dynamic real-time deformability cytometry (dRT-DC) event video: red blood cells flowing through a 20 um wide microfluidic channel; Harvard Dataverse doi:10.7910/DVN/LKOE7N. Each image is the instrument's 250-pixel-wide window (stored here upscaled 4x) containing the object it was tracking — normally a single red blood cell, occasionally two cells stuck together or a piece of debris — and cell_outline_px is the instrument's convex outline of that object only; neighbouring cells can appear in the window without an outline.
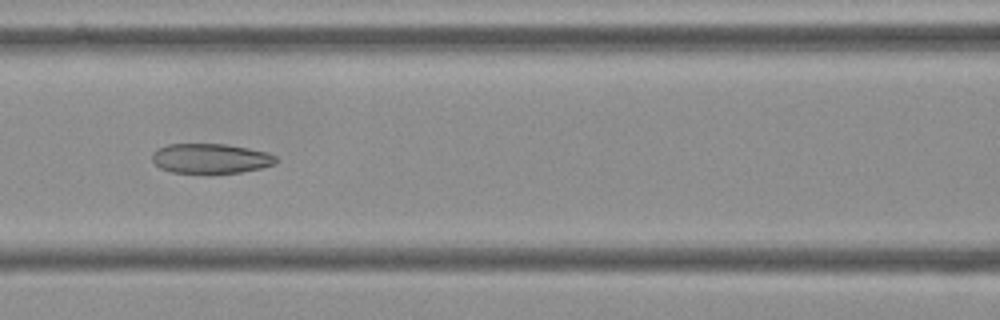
{"species": "Egyptian fruit bat (a non-hibernating species)", "species_latin": "Rousettus aegyptiacus", "temperature_condition": "cold", "stored_images_in_passage": 10, "camera_frame_rate_fps": 3000, "um_per_image_px": 0.085, "frame": {"image": 1, "passage_image": 7, "time_ms": 2.0, "image_size_px": [1000, 320], "cell_outline_px": [[276, 164], [260, 168], [240, 172], [208, 176], [172, 172], [160, 168], [152, 160], [152, 152], [168, 144], [224, 144], [248, 148], [268, 152], [276, 156]], "centroid_in_image_um": [17.9, 13.51], "position_along_channel_um": 148.7, "area_um2": 22.2}}
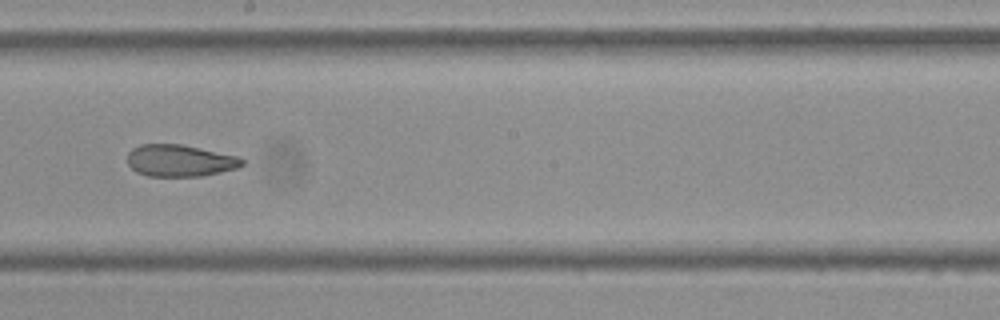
{"frame": {"image": 2, "passage_image": 9, "time_ms": 2.667, "image_size_px": [1000, 320], "cell_outline_px": [[244, 164], [236, 168], [220, 172], [200, 176], [148, 176], [136, 172], [128, 164], [128, 152], [132, 148], [140, 144], [180, 144], [240, 156], [244, 160]], "centroid_in_image_um": [15.29, 13.65], "position_along_channel_um": 232.9, "area_um2": 21.33}}
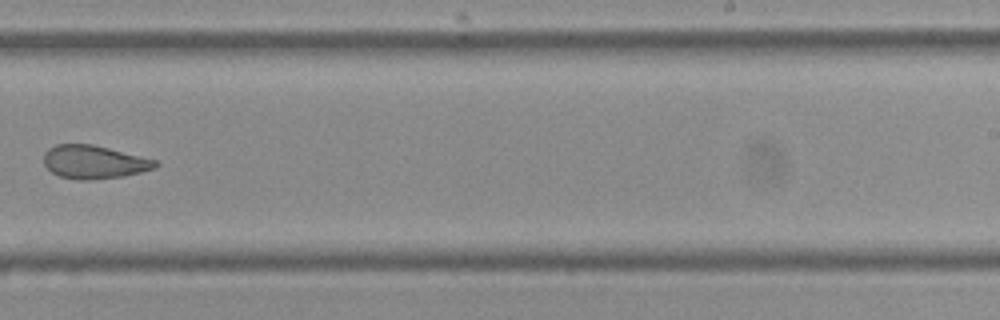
{"frame": {"image": 3, "passage_image": 10, "time_ms": 3.0, "image_size_px": [1000, 320], "cell_outline_px": [[160, 164], [156, 168], [124, 176], [88, 180], [80, 180], [60, 176], [52, 172], [44, 164], [44, 152], [48, 148], [56, 144], [92, 144], [156, 160]], "centroid_in_image_um": [7.99, 13.77], "position_along_channel_um": 281.0, "area_um2": 21.56}}